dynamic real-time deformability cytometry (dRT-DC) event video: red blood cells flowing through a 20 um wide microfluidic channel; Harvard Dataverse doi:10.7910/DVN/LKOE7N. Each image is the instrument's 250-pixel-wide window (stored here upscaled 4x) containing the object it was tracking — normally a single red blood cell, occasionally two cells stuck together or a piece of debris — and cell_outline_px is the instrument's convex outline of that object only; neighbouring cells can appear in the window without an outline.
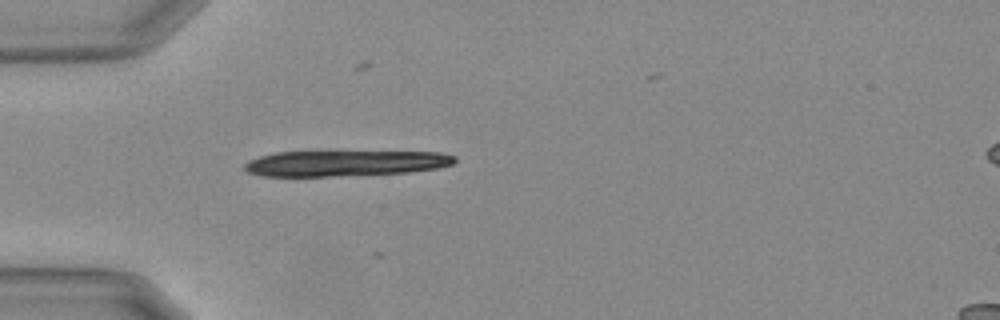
{"species": "Egyptian fruit bat (a non-hibernating species)", "species_latin": "Rousettus aegyptiacus", "temperature_condition": "warm", "stored_images_in_passage": 9, "segment_of_instrument_passage": [1, 2], "camera_frame_rate_fps": 3000, "um_per_image_px": 0.085, "animal": {"sex": "female"}, "frame": {"image": 1, "passage_image": 2, "time_ms": 0.333, "image_size_px": [1000, 320], "cell_outline_px": [[456, 160], [452, 164], [440, 168], [408, 172], [332, 176], [264, 176], [248, 172], [244, 168], [244, 164], [248, 160], [260, 156], [276, 152], [440, 152], [456, 156]], "centroid_in_image_um": [29.34, 13.87], "position_along_channel_um": 55.7, "area_um2": 31.33}}